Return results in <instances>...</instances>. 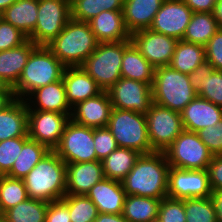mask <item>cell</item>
<instances>
[{"label":"cell","instance_id":"23","mask_svg":"<svg viewBox=\"0 0 222 222\" xmlns=\"http://www.w3.org/2000/svg\"><path fill=\"white\" fill-rule=\"evenodd\" d=\"M88 23L98 43L131 40L122 11H101Z\"/></svg>","mask_w":222,"mask_h":222},{"label":"cell","instance_id":"44","mask_svg":"<svg viewBox=\"0 0 222 222\" xmlns=\"http://www.w3.org/2000/svg\"><path fill=\"white\" fill-rule=\"evenodd\" d=\"M28 37L12 24L0 22V52L23 44Z\"/></svg>","mask_w":222,"mask_h":222},{"label":"cell","instance_id":"34","mask_svg":"<svg viewBox=\"0 0 222 222\" xmlns=\"http://www.w3.org/2000/svg\"><path fill=\"white\" fill-rule=\"evenodd\" d=\"M49 203L28 198L6 210V222H44Z\"/></svg>","mask_w":222,"mask_h":222},{"label":"cell","instance_id":"45","mask_svg":"<svg viewBox=\"0 0 222 222\" xmlns=\"http://www.w3.org/2000/svg\"><path fill=\"white\" fill-rule=\"evenodd\" d=\"M206 61L214 70L222 71V29H219L204 46Z\"/></svg>","mask_w":222,"mask_h":222},{"label":"cell","instance_id":"6","mask_svg":"<svg viewBox=\"0 0 222 222\" xmlns=\"http://www.w3.org/2000/svg\"><path fill=\"white\" fill-rule=\"evenodd\" d=\"M131 43V40L98 43L96 50L81 66L103 91L121 78L123 53Z\"/></svg>","mask_w":222,"mask_h":222},{"label":"cell","instance_id":"38","mask_svg":"<svg viewBox=\"0 0 222 222\" xmlns=\"http://www.w3.org/2000/svg\"><path fill=\"white\" fill-rule=\"evenodd\" d=\"M196 93L198 97L222 107V71L214 70L206 60L204 83Z\"/></svg>","mask_w":222,"mask_h":222},{"label":"cell","instance_id":"29","mask_svg":"<svg viewBox=\"0 0 222 222\" xmlns=\"http://www.w3.org/2000/svg\"><path fill=\"white\" fill-rule=\"evenodd\" d=\"M161 199L126 195L122 215L128 222H156Z\"/></svg>","mask_w":222,"mask_h":222},{"label":"cell","instance_id":"12","mask_svg":"<svg viewBox=\"0 0 222 222\" xmlns=\"http://www.w3.org/2000/svg\"><path fill=\"white\" fill-rule=\"evenodd\" d=\"M107 93L112 108L145 114L153 103L151 85L133 79L121 77Z\"/></svg>","mask_w":222,"mask_h":222},{"label":"cell","instance_id":"31","mask_svg":"<svg viewBox=\"0 0 222 222\" xmlns=\"http://www.w3.org/2000/svg\"><path fill=\"white\" fill-rule=\"evenodd\" d=\"M206 60L202 45L178 40L169 66L184 74H190Z\"/></svg>","mask_w":222,"mask_h":222},{"label":"cell","instance_id":"3","mask_svg":"<svg viewBox=\"0 0 222 222\" xmlns=\"http://www.w3.org/2000/svg\"><path fill=\"white\" fill-rule=\"evenodd\" d=\"M97 44L88 22L70 19L47 47L65 67H81Z\"/></svg>","mask_w":222,"mask_h":222},{"label":"cell","instance_id":"55","mask_svg":"<svg viewBox=\"0 0 222 222\" xmlns=\"http://www.w3.org/2000/svg\"><path fill=\"white\" fill-rule=\"evenodd\" d=\"M17 0H0V14H3L4 10L10 7Z\"/></svg>","mask_w":222,"mask_h":222},{"label":"cell","instance_id":"48","mask_svg":"<svg viewBox=\"0 0 222 222\" xmlns=\"http://www.w3.org/2000/svg\"><path fill=\"white\" fill-rule=\"evenodd\" d=\"M193 12L212 13L217 0H183Z\"/></svg>","mask_w":222,"mask_h":222},{"label":"cell","instance_id":"33","mask_svg":"<svg viewBox=\"0 0 222 222\" xmlns=\"http://www.w3.org/2000/svg\"><path fill=\"white\" fill-rule=\"evenodd\" d=\"M219 29L213 13L193 12L182 40L205 46Z\"/></svg>","mask_w":222,"mask_h":222},{"label":"cell","instance_id":"13","mask_svg":"<svg viewBox=\"0 0 222 222\" xmlns=\"http://www.w3.org/2000/svg\"><path fill=\"white\" fill-rule=\"evenodd\" d=\"M69 120L67 114L28 110V137L54 150L59 145Z\"/></svg>","mask_w":222,"mask_h":222},{"label":"cell","instance_id":"24","mask_svg":"<svg viewBox=\"0 0 222 222\" xmlns=\"http://www.w3.org/2000/svg\"><path fill=\"white\" fill-rule=\"evenodd\" d=\"M164 0H124V22L130 34L149 29Z\"/></svg>","mask_w":222,"mask_h":222},{"label":"cell","instance_id":"52","mask_svg":"<svg viewBox=\"0 0 222 222\" xmlns=\"http://www.w3.org/2000/svg\"><path fill=\"white\" fill-rule=\"evenodd\" d=\"M94 222H128L122 214L98 213Z\"/></svg>","mask_w":222,"mask_h":222},{"label":"cell","instance_id":"47","mask_svg":"<svg viewBox=\"0 0 222 222\" xmlns=\"http://www.w3.org/2000/svg\"><path fill=\"white\" fill-rule=\"evenodd\" d=\"M207 172L211 190L222 191V155L213 156Z\"/></svg>","mask_w":222,"mask_h":222},{"label":"cell","instance_id":"32","mask_svg":"<svg viewBox=\"0 0 222 222\" xmlns=\"http://www.w3.org/2000/svg\"><path fill=\"white\" fill-rule=\"evenodd\" d=\"M49 151L50 149L44 144L29 138L23 144L21 153L6 175L11 178L23 179Z\"/></svg>","mask_w":222,"mask_h":222},{"label":"cell","instance_id":"19","mask_svg":"<svg viewBox=\"0 0 222 222\" xmlns=\"http://www.w3.org/2000/svg\"><path fill=\"white\" fill-rule=\"evenodd\" d=\"M24 100L28 110L50 111L71 116L72 108L66 100L63 79L35 89Z\"/></svg>","mask_w":222,"mask_h":222},{"label":"cell","instance_id":"25","mask_svg":"<svg viewBox=\"0 0 222 222\" xmlns=\"http://www.w3.org/2000/svg\"><path fill=\"white\" fill-rule=\"evenodd\" d=\"M37 47L27 39L23 44L0 52V80L11 88L18 79L27 64L30 53Z\"/></svg>","mask_w":222,"mask_h":222},{"label":"cell","instance_id":"5","mask_svg":"<svg viewBox=\"0 0 222 222\" xmlns=\"http://www.w3.org/2000/svg\"><path fill=\"white\" fill-rule=\"evenodd\" d=\"M151 87L153 103L178 113L197 96L188 74L174 70L170 66L155 68Z\"/></svg>","mask_w":222,"mask_h":222},{"label":"cell","instance_id":"28","mask_svg":"<svg viewBox=\"0 0 222 222\" xmlns=\"http://www.w3.org/2000/svg\"><path fill=\"white\" fill-rule=\"evenodd\" d=\"M155 67L131 43L123 53L121 77L148 83L152 86Z\"/></svg>","mask_w":222,"mask_h":222},{"label":"cell","instance_id":"9","mask_svg":"<svg viewBox=\"0 0 222 222\" xmlns=\"http://www.w3.org/2000/svg\"><path fill=\"white\" fill-rule=\"evenodd\" d=\"M70 19V0H39L36 26L28 39L37 46H47Z\"/></svg>","mask_w":222,"mask_h":222},{"label":"cell","instance_id":"43","mask_svg":"<svg viewBox=\"0 0 222 222\" xmlns=\"http://www.w3.org/2000/svg\"><path fill=\"white\" fill-rule=\"evenodd\" d=\"M197 134L214 156L222 155V119L214 126L200 129Z\"/></svg>","mask_w":222,"mask_h":222},{"label":"cell","instance_id":"20","mask_svg":"<svg viewBox=\"0 0 222 222\" xmlns=\"http://www.w3.org/2000/svg\"><path fill=\"white\" fill-rule=\"evenodd\" d=\"M86 196L97 206L98 213L122 214L126 193L120 181L103 178Z\"/></svg>","mask_w":222,"mask_h":222},{"label":"cell","instance_id":"10","mask_svg":"<svg viewBox=\"0 0 222 222\" xmlns=\"http://www.w3.org/2000/svg\"><path fill=\"white\" fill-rule=\"evenodd\" d=\"M54 151L66 164L96 161L93 128L77 124L70 119Z\"/></svg>","mask_w":222,"mask_h":222},{"label":"cell","instance_id":"39","mask_svg":"<svg viewBox=\"0 0 222 222\" xmlns=\"http://www.w3.org/2000/svg\"><path fill=\"white\" fill-rule=\"evenodd\" d=\"M28 136L11 138L0 142V175H6L21 153Z\"/></svg>","mask_w":222,"mask_h":222},{"label":"cell","instance_id":"50","mask_svg":"<svg viewBox=\"0 0 222 222\" xmlns=\"http://www.w3.org/2000/svg\"><path fill=\"white\" fill-rule=\"evenodd\" d=\"M101 11H122L124 0H99Z\"/></svg>","mask_w":222,"mask_h":222},{"label":"cell","instance_id":"37","mask_svg":"<svg viewBox=\"0 0 222 222\" xmlns=\"http://www.w3.org/2000/svg\"><path fill=\"white\" fill-rule=\"evenodd\" d=\"M71 222H94L98 216L97 206L86 195H65Z\"/></svg>","mask_w":222,"mask_h":222},{"label":"cell","instance_id":"14","mask_svg":"<svg viewBox=\"0 0 222 222\" xmlns=\"http://www.w3.org/2000/svg\"><path fill=\"white\" fill-rule=\"evenodd\" d=\"M211 193L207 170L169 168V198L183 200L194 197H210Z\"/></svg>","mask_w":222,"mask_h":222},{"label":"cell","instance_id":"4","mask_svg":"<svg viewBox=\"0 0 222 222\" xmlns=\"http://www.w3.org/2000/svg\"><path fill=\"white\" fill-rule=\"evenodd\" d=\"M64 69L65 66L47 46H37L12 87L14 97L24 100L35 89L61 80Z\"/></svg>","mask_w":222,"mask_h":222},{"label":"cell","instance_id":"18","mask_svg":"<svg viewBox=\"0 0 222 222\" xmlns=\"http://www.w3.org/2000/svg\"><path fill=\"white\" fill-rule=\"evenodd\" d=\"M103 178L101 161L66 164V195H87Z\"/></svg>","mask_w":222,"mask_h":222},{"label":"cell","instance_id":"2","mask_svg":"<svg viewBox=\"0 0 222 222\" xmlns=\"http://www.w3.org/2000/svg\"><path fill=\"white\" fill-rule=\"evenodd\" d=\"M28 197L52 202L66 195V163L50 150L23 178Z\"/></svg>","mask_w":222,"mask_h":222},{"label":"cell","instance_id":"54","mask_svg":"<svg viewBox=\"0 0 222 222\" xmlns=\"http://www.w3.org/2000/svg\"><path fill=\"white\" fill-rule=\"evenodd\" d=\"M212 13L218 22L219 28L222 29V0H217Z\"/></svg>","mask_w":222,"mask_h":222},{"label":"cell","instance_id":"40","mask_svg":"<svg viewBox=\"0 0 222 222\" xmlns=\"http://www.w3.org/2000/svg\"><path fill=\"white\" fill-rule=\"evenodd\" d=\"M156 222H186L184 199H161Z\"/></svg>","mask_w":222,"mask_h":222},{"label":"cell","instance_id":"41","mask_svg":"<svg viewBox=\"0 0 222 222\" xmlns=\"http://www.w3.org/2000/svg\"><path fill=\"white\" fill-rule=\"evenodd\" d=\"M93 141L97 161H102L118 147L108 127L93 128Z\"/></svg>","mask_w":222,"mask_h":222},{"label":"cell","instance_id":"49","mask_svg":"<svg viewBox=\"0 0 222 222\" xmlns=\"http://www.w3.org/2000/svg\"><path fill=\"white\" fill-rule=\"evenodd\" d=\"M193 89L197 92L204 83L205 79V61L197 66L193 72L188 74Z\"/></svg>","mask_w":222,"mask_h":222},{"label":"cell","instance_id":"57","mask_svg":"<svg viewBox=\"0 0 222 222\" xmlns=\"http://www.w3.org/2000/svg\"><path fill=\"white\" fill-rule=\"evenodd\" d=\"M0 222H6L4 213H1V212H0Z\"/></svg>","mask_w":222,"mask_h":222},{"label":"cell","instance_id":"53","mask_svg":"<svg viewBox=\"0 0 222 222\" xmlns=\"http://www.w3.org/2000/svg\"><path fill=\"white\" fill-rule=\"evenodd\" d=\"M15 99L13 90H0V111Z\"/></svg>","mask_w":222,"mask_h":222},{"label":"cell","instance_id":"30","mask_svg":"<svg viewBox=\"0 0 222 222\" xmlns=\"http://www.w3.org/2000/svg\"><path fill=\"white\" fill-rule=\"evenodd\" d=\"M141 154L130 148L117 147L101 161L105 178L122 181Z\"/></svg>","mask_w":222,"mask_h":222},{"label":"cell","instance_id":"11","mask_svg":"<svg viewBox=\"0 0 222 222\" xmlns=\"http://www.w3.org/2000/svg\"><path fill=\"white\" fill-rule=\"evenodd\" d=\"M148 137L154 151L163 152L184 130L181 113L152 103L145 113Z\"/></svg>","mask_w":222,"mask_h":222},{"label":"cell","instance_id":"22","mask_svg":"<svg viewBox=\"0 0 222 222\" xmlns=\"http://www.w3.org/2000/svg\"><path fill=\"white\" fill-rule=\"evenodd\" d=\"M62 79L66 89V100L71 108L103 91L82 67H65Z\"/></svg>","mask_w":222,"mask_h":222},{"label":"cell","instance_id":"15","mask_svg":"<svg viewBox=\"0 0 222 222\" xmlns=\"http://www.w3.org/2000/svg\"><path fill=\"white\" fill-rule=\"evenodd\" d=\"M131 42L156 68L169 66L178 40L150 29H144L132 33Z\"/></svg>","mask_w":222,"mask_h":222},{"label":"cell","instance_id":"56","mask_svg":"<svg viewBox=\"0 0 222 222\" xmlns=\"http://www.w3.org/2000/svg\"><path fill=\"white\" fill-rule=\"evenodd\" d=\"M0 90H12V88L0 80Z\"/></svg>","mask_w":222,"mask_h":222},{"label":"cell","instance_id":"46","mask_svg":"<svg viewBox=\"0 0 222 222\" xmlns=\"http://www.w3.org/2000/svg\"><path fill=\"white\" fill-rule=\"evenodd\" d=\"M44 222H71L67 204L62 199L50 202Z\"/></svg>","mask_w":222,"mask_h":222},{"label":"cell","instance_id":"17","mask_svg":"<svg viewBox=\"0 0 222 222\" xmlns=\"http://www.w3.org/2000/svg\"><path fill=\"white\" fill-rule=\"evenodd\" d=\"M112 111V103L107 91L77 103L72 107L70 119L90 128L107 127Z\"/></svg>","mask_w":222,"mask_h":222},{"label":"cell","instance_id":"42","mask_svg":"<svg viewBox=\"0 0 222 222\" xmlns=\"http://www.w3.org/2000/svg\"><path fill=\"white\" fill-rule=\"evenodd\" d=\"M71 19L89 22L100 12L99 0H70Z\"/></svg>","mask_w":222,"mask_h":222},{"label":"cell","instance_id":"51","mask_svg":"<svg viewBox=\"0 0 222 222\" xmlns=\"http://www.w3.org/2000/svg\"><path fill=\"white\" fill-rule=\"evenodd\" d=\"M210 197L215 207L217 222H222V191H212Z\"/></svg>","mask_w":222,"mask_h":222},{"label":"cell","instance_id":"26","mask_svg":"<svg viewBox=\"0 0 222 222\" xmlns=\"http://www.w3.org/2000/svg\"><path fill=\"white\" fill-rule=\"evenodd\" d=\"M28 136V109L25 100L15 98L0 111V142Z\"/></svg>","mask_w":222,"mask_h":222},{"label":"cell","instance_id":"8","mask_svg":"<svg viewBox=\"0 0 222 222\" xmlns=\"http://www.w3.org/2000/svg\"><path fill=\"white\" fill-rule=\"evenodd\" d=\"M163 152L170 167L183 170H207L214 156L197 132L185 129Z\"/></svg>","mask_w":222,"mask_h":222},{"label":"cell","instance_id":"21","mask_svg":"<svg viewBox=\"0 0 222 222\" xmlns=\"http://www.w3.org/2000/svg\"><path fill=\"white\" fill-rule=\"evenodd\" d=\"M183 128L197 132L207 126H214L222 119V107L196 96L181 112Z\"/></svg>","mask_w":222,"mask_h":222},{"label":"cell","instance_id":"27","mask_svg":"<svg viewBox=\"0 0 222 222\" xmlns=\"http://www.w3.org/2000/svg\"><path fill=\"white\" fill-rule=\"evenodd\" d=\"M39 0H17L4 10L2 19L29 37L36 26Z\"/></svg>","mask_w":222,"mask_h":222},{"label":"cell","instance_id":"1","mask_svg":"<svg viewBox=\"0 0 222 222\" xmlns=\"http://www.w3.org/2000/svg\"><path fill=\"white\" fill-rule=\"evenodd\" d=\"M169 168L164 152L141 154L134 167L121 181L126 195L156 199L168 197Z\"/></svg>","mask_w":222,"mask_h":222},{"label":"cell","instance_id":"16","mask_svg":"<svg viewBox=\"0 0 222 222\" xmlns=\"http://www.w3.org/2000/svg\"><path fill=\"white\" fill-rule=\"evenodd\" d=\"M192 14L183 0H164L149 29L182 40Z\"/></svg>","mask_w":222,"mask_h":222},{"label":"cell","instance_id":"36","mask_svg":"<svg viewBox=\"0 0 222 222\" xmlns=\"http://www.w3.org/2000/svg\"><path fill=\"white\" fill-rule=\"evenodd\" d=\"M186 222H217L211 197L184 199Z\"/></svg>","mask_w":222,"mask_h":222},{"label":"cell","instance_id":"7","mask_svg":"<svg viewBox=\"0 0 222 222\" xmlns=\"http://www.w3.org/2000/svg\"><path fill=\"white\" fill-rule=\"evenodd\" d=\"M107 127L118 147L130 148L140 154L154 152L148 137L145 114L112 108Z\"/></svg>","mask_w":222,"mask_h":222},{"label":"cell","instance_id":"35","mask_svg":"<svg viewBox=\"0 0 222 222\" xmlns=\"http://www.w3.org/2000/svg\"><path fill=\"white\" fill-rule=\"evenodd\" d=\"M23 179L0 175V212L4 213L11 207L28 199Z\"/></svg>","mask_w":222,"mask_h":222}]
</instances>
